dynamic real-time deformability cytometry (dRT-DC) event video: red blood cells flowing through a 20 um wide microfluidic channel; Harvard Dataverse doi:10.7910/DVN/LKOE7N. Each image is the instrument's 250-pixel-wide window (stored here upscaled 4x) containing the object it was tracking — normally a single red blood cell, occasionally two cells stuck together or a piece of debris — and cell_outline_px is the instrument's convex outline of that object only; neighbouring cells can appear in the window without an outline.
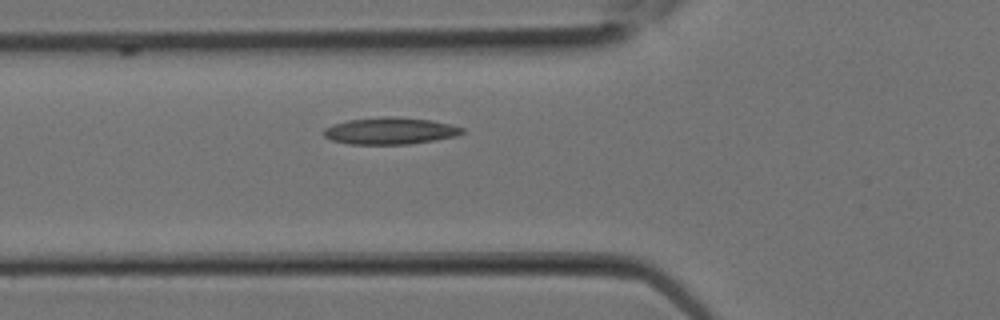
{"species": "Egyptian fruit bat (a non-hibernating species)", "species_latin": "Rousettus aegyptiacus", "temperature_condition": "room temperature", "stored_images_in_passage": 22, "camera_frame_rate_fps": 3000, "um_per_image_px": 0.085, "animal": {"sex": "female"}, "frame": {"image": 1, "passage_image": 7, "time_ms": 2.0, "image_size_px": [1000, 320], "cell_outline_px": [[464, 132], [456, 136], [408, 144], [348, 144], [332, 140], [324, 136], [324, 128], [332, 124], [348, 120], [388, 116], [392, 116], [432, 120], [464, 128]], "centroid_in_image_um": [33.14, 11.12], "position_along_channel_um": 92.7, "area_um2": 21.5}}
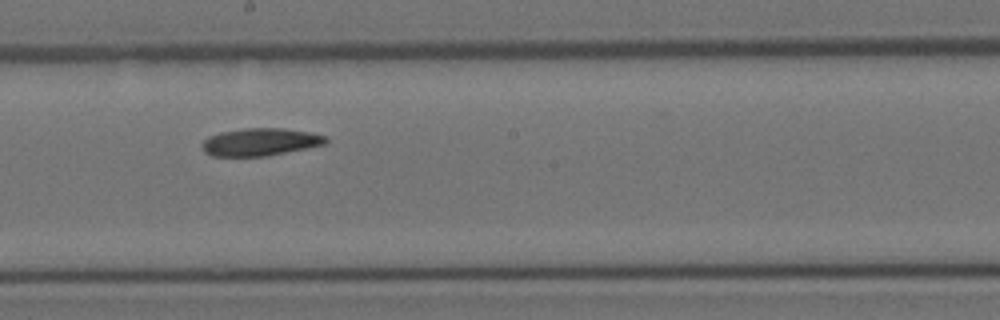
{"frame": {"image": 2, "passage_image": 12, "time_ms": 3.667, "image_size_px": [1000, 320], "cell_outline_px": [[328, 140], [324, 144], [264, 156], [212, 156], [204, 152], [200, 144], [208, 136], [220, 132], [244, 128], [284, 128], [308, 132], [324, 136]], "centroid_in_image_um": [22.03, 12.06], "position_along_channel_um": 226.2, "area_um2": 19.65}}
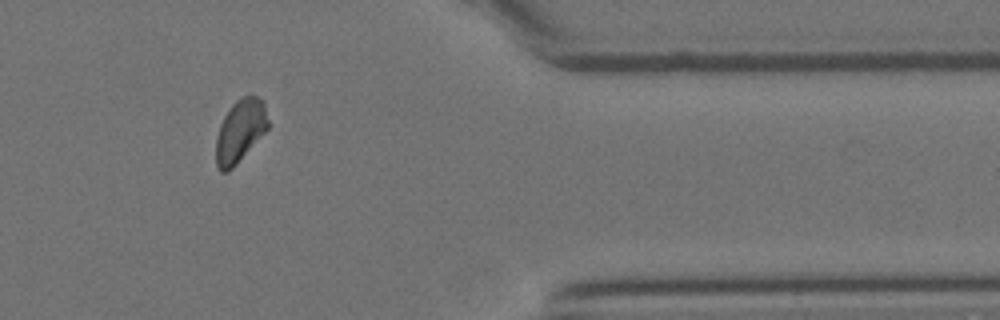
{"frame": {"image": 3, "passage_image": 19, "time_ms": 6.0, "image_size_px": [1000, 320], "cell_outline_px": [[268, 128], [236, 164], [228, 172], [220, 172], [216, 168], [216, 136], [220, 124], [224, 116], [232, 104], [240, 96], [256, 96], [264, 100], [268, 120]], "centroid_in_image_um": [20.39, 11.12], "position_along_channel_um": 391.0, "area_um2": 19.02}}